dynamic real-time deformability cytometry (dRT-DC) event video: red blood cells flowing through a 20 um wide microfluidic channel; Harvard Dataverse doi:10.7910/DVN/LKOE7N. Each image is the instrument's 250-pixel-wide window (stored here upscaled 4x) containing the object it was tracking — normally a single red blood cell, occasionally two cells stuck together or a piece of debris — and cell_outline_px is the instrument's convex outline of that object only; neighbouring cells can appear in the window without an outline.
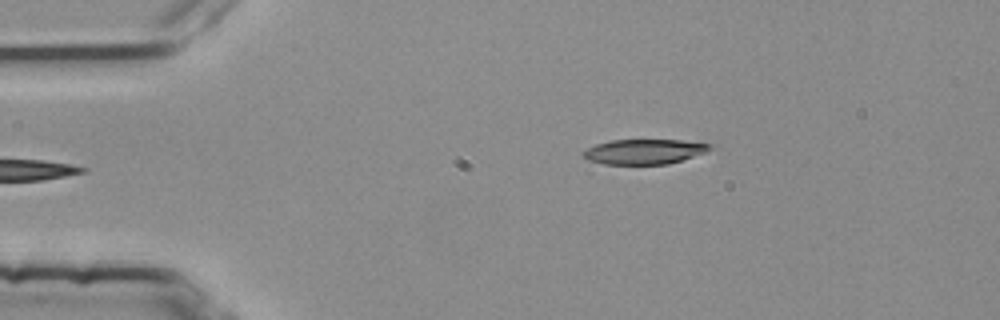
{"species": "common noctule bat (a hibernating species)", "species_latin": "Nyctalus noctula", "temperature_condition": "room temperature", "stored_images_in_passage": 4, "segment_of_instrument_passage": [1, 2], "camera_frame_rate_fps": 3000, "um_per_image_px": 0.085, "animal": {"sex": "female", "body_mass_g": 25.1}, "frame": {"image": 1, "passage_image": 2, "time_ms": 0.333, "image_size_px": [1000, 320], "cell_outline_px": [[716, 148], [668, 164], [604, 164], [588, 160], [580, 156], [580, 152], [596, 144], [612, 140], [680, 140], [716, 144]], "centroid_in_image_um": [54.76, 12.88], "position_along_channel_um": 30.2, "area_um2": 18.55}}